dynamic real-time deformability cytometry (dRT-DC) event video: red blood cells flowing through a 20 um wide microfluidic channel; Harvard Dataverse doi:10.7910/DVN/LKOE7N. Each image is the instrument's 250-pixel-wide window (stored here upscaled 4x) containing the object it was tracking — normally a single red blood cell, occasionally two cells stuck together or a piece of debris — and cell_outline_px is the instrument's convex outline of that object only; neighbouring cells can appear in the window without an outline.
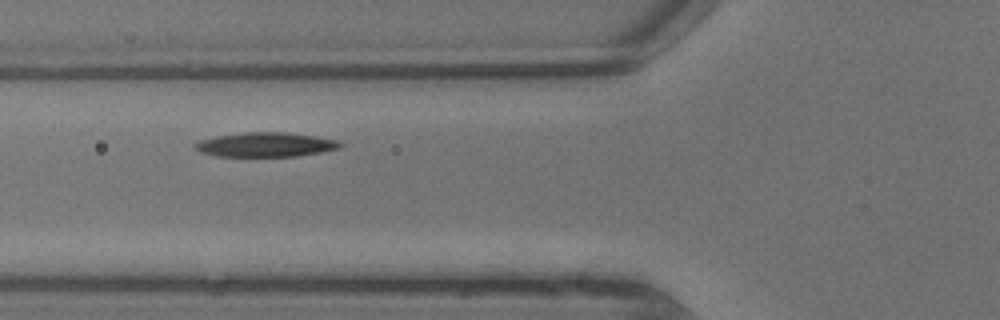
{"species": "common noctule bat (a hibernating species)", "species_latin": "Nyctalus noctula", "temperature_condition": "warm", "stored_images_in_passage": 3, "camera_frame_rate_fps": 3000, "um_per_image_px": 0.085, "animal": {"sex": "male", "body_mass_g": 13.3}, "frame": {"image": 1, "passage_image": 2, "time_ms": 0.333, "image_size_px": [1000, 320], "cell_outline_px": [[344, 144], [340, 148], [320, 152], [296, 156], [216, 156], [200, 152], [196, 148], [196, 144], [200, 140], [216, 136], [244, 132], [288, 132], [336, 140]], "centroid_in_image_um": [22.58, 12.29], "position_along_channel_um": 103.2, "area_um2": 20.4}}
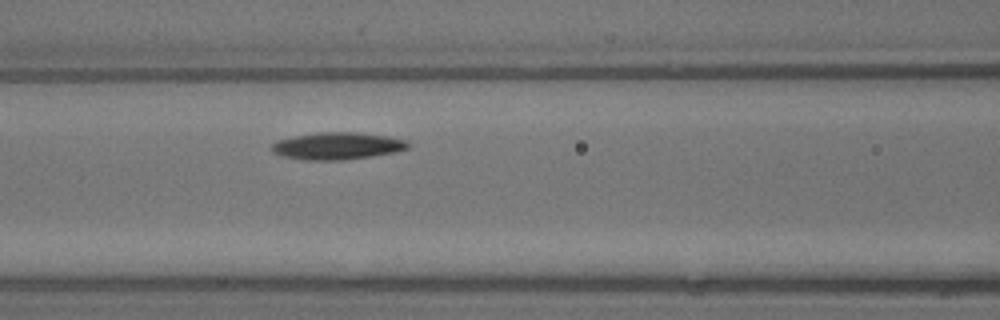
{"frame": {"image": 2, "passage_image": 3, "time_ms": 0.667, "image_size_px": [1000, 320], "cell_outline_px": [[412, 144], [408, 148], [396, 152], [344, 160], [304, 160], [280, 156], [272, 152], [272, 144], [276, 140], [296, 136], [320, 132], [356, 132], [388, 136], [408, 140]], "centroid_in_image_um": [28.69, 12.4], "position_along_channel_um": 137.9, "area_um2": 21.73}}